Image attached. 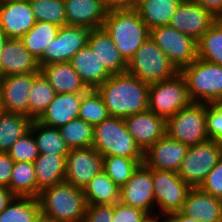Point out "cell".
I'll use <instances>...</instances> for the list:
<instances>
[{"instance_id": "cell-1", "label": "cell", "mask_w": 222, "mask_h": 222, "mask_svg": "<svg viewBox=\"0 0 222 222\" xmlns=\"http://www.w3.org/2000/svg\"><path fill=\"white\" fill-rule=\"evenodd\" d=\"M149 87L128 72L109 77L96 90L110 116L125 118L148 110Z\"/></svg>"}, {"instance_id": "cell-2", "label": "cell", "mask_w": 222, "mask_h": 222, "mask_svg": "<svg viewBox=\"0 0 222 222\" xmlns=\"http://www.w3.org/2000/svg\"><path fill=\"white\" fill-rule=\"evenodd\" d=\"M103 28L127 63L150 35L135 9L108 11Z\"/></svg>"}, {"instance_id": "cell-3", "label": "cell", "mask_w": 222, "mask_h": 222, "mask_svg": "<svg viewBox=\"0 0 222 222\" xmlns=\"http://www.w3.org/2000/svg\"><path fill=\"white\" fill-rule=\"evenodd\" d=\"M38 200L41 215L58 222H82L87 207L83 189L65 181L43 189Z\"/></svg>"}, {"instance_id": "cell-4", "label": "cell", "mask_w": 222, "mask_h": 222, "mask_svg": "<svg viewBox=\"0 0 222 222\" xmlns=\"http://www.w3.org/2000/svg\"><path fill=\"white\" fill-rule=\"evenodd\" d=\"M92 147L104 156L144 159V151L126 128L124 118L109 116L93 128Z\"/></svg>"}, {"instance_id": "cell-5", "label": "cell", "mask_w": 222, "mask_h": 222, "mask_svg": "<svg viewBox=\"0 0 222 222\" xmlns=\"http://www.w3.org/2000/svg\"><path fill=\"white\" fill-rule=\"evenodd\" d=\"M192 102L217 104L222 100V66L197 58L179 71Z\"/></svg>"}, {"instance_id": "cell-6", "label": "cell", "mask_w": 222, "mask_h": 222, "mask_svg": "<svg viewBox=\"0 0 222 222\" xmlns=\"http://www.w3.org/2000/svg\"><path fill=\"white\" fill-rule=\"evenodd\" d=\"M126 72L147 84H153L169 79L179 71L149 36L127 63Z\"/></svg>"}, {"instance_id": "cell-7", "label": "cell", "mask_w": 222, "mask_h": 222, "mask_svg": "<svg viewBox=\"0 0 222 222\" xmlns=\"http://www.w3.org/2000/svg\"><path fill=\"white\" fill-rule=\"evenodd\" d=\"M191 103L185 78L180 72L169 79L150 84L148 110L166 121Z\"/></svg>"}, {"instance_id": "cell-8", "label": "cell", "mask_w": 222, "mask_h": 222, "mask_svg": "<svg viewBox=\"0 0 222 222\" xmlns=\"http://www.w3.org/2000/svg\"><path fill=\"white\" fill-rule=\"evenodd\" d=\"M206 108L207 103L192 102L178 111L166 121V134L188 147L207 141Z\"/></svg>"}, {"instance_id": "cell-9", "label": "cell", "mask_w": 222, "mask_h": 222, "mask_svg": "<svg viewBox=\"0 0 222 222\" xmlns=\"http://www.w3.org/2000/svg\"><path fill=\"white\" fill-rule=\"evenodd\" d=\"M221 157L222 142L208 139L188 147L177 173L191 188H198Z\"/></svg>"}, {"instance_id": "cell-10", "label": "cell", "mask_w": 222, "mask_h": 222, "mask_svg": "<svg viewBox=\"0 0 222 222\" xmlns=\"http://www.w3.org/2000/svg\"><path fill=\"white\" fill-rule=\"evenodd\" d=\"M156 217L179 212L183 207L190 186L177 172L152 169Z\"/></svg>"}, {"instance_id": "cell-11", "label": "cell", "mask_w": 222, "mask_h": 222, "mask_svg": "<svg viewBox=\"0 0 222 222\" xmlns=\"http://www.w3.org/2000/svg\"><path fill=\"white\" fill-rule=\"evenodd\" d=\"M149 36L178 71L197 59V41L170 25L152 28Z\"/></svg>"}, {"instance_id": "cell-12", "label": "cell", "mask_w": 222, "mask_h": 222, "mask_svg": "<svg viewBox=\"0 0 222 222\" xmlns=\"http://www.w3.org/2000/svg\"><path fill=\"white\" fill-rule=\"evenodd\" d=\"M90 32L91 29L83 26L60 27L57 36L50 41L38 60L39 66L69 62L78 50L88 44Z\"/></svg>"}, {"instance_id": "cell-13", "label": "cell", "mask_w": 222, "mask_h": 222, "mask_svg": "<svg viewBox=\"0 0 222 222\" xmlns=\"http://www.w3.org/2000/svg\"><path fill=\"white\" fill-rule=\"evenodd\" d=\"M119 202L142 209L151 217L156 216L151 168L144 163L137 168L132 177L120 188Z\"/></svg>"}, {"instance_id": "cell-14", "label": "cell", "mask_w": 222, "mask_h": 222, "mask_svg": "<svg viewBox=\"0 0 222 222\" xmlns=\"http://www.w3.org/2000/svg\"><path fill=\"white\" fill-rule=\"evenodd\" d=\"M103 156L92 146L72 148L66 156L65 182L83 189L102 171Z\"/></svg>"}, {"instance_id": "cell-15", "label": "cell", "mask_w": 222, "mask_h": 222, "mask_svg": "<svg viewBox=\"0 0 222 222\" xmlns=\"http://www.w3.org/2000/svg\"><path fill=\"white\" fill-rule=\"evenodd\" d=\"M32 86L33 73L1 77L0 110L29 117V93Z\"/></svg>"}, {"instance_id": "cell-16", "label": "cell", "mask_w": 222, "mask_h": 222, "mask_svg": "<svg viewBox=\"0 0 222 222\" xmlns=\"http://www.w3.org/2000/svg\"><path fill=\"white\" fill-rule=\"evenodd\" d=\"M217 20L194 0H183L172 15L170 26L198 41Z\"/></svg>"}, {"instance_id": "cell-17", "label": "cell", "mask_w": 222, "mask_h": 222, "mask_svg": "<svg viewBox=\"0 0 222 222\" xmlns=\"http://www.w3.org/2000/svg\"><path fill=\"white\" fill-rule=\"evenodd\" d=\"M188 146L170 138L167 134L144 152V164L154 170L177 172Z\"/></svg>"}, {"instance_id": "cell-18", "label": "cell", "mask_w": 222, "mask_h": 222, "mask_svg": "<svg viewBox=\"0 0 222 222\" xmlns=\"http://www.w3.org/2000/svg\"><path fill=\"white\" fill-rule=\"evenodd\" d=\"M127 130L145 152L166 135V120L146 110L124 118Z\"/></svg>"}, {"instance_id": "cell-19", "label": "cell", "mask_w": 222, "mask_h": 222, "mask_svg": "<svg viewBox=\"0 0 222 222\" xmlns=\"http://www.w3.org/2000/svg\"><path fill=\"white\" fill-rule=\"evenodd\" d=\"M38 72V60L25 48L22 40L10 38L0 53V78Z\"/></svg>"}, {"instance_id": "cell-20", "label": "cell", "mask_w": 222, "mask_h": 222, "mask_svg": "<svg viewBox=\"0 0 222 222\" xmlns=\"http://www.w3.org/2000/svg\"><path fill=\"white\" fill-rule=\"evenodd\" d=\"M35 23L29 0L0 3V28L9 38L21 39Z\"/></svg>"}, {"instance_id": "cell-21", "label": "cell", "mask_w": 222, "mask_h": 222, "mask_svg": "<svg viewBox=\"0 0 222 222\" xmlns=\"http://www.w3.org/2000/svg\"><path fill=\"white\" fill-rule=\"evenodd\" d=\"M181 212L200 222H222V200L198 188H190Z\"/></svg>"}, {"instance_id": "cell-22", "label": "cell", "mask_w": 222, "mask_h": 222, "mask_svg": "<svg viewBox=\"0 0 222 222\" xmlns=\"http://www.w3.org/2000/svg\"><path fill=\"white\" fill-rule=\"evenodd\" d=\"M67 25L102 28L107 16L102 0H65Z\"/></svg>"}, {"instance_id": "cell-23", "label": "cell", "mask_w": 222, "mask_h": 222, "mask_svg": "<svg viewBox=\"0 0 222 222\" xmlns=\"http://www.w3.org/2000/svg\"><path fill=\"white\" fill-rule=\"evenodd\" d=\"M88 45L111 75L127 71V62L103 27L91 30Z\"/></svg>"}, {"instance_id": "cell-24", "label": "cell", "mask_w": 222, "mask_h": 222, "mask_svg": "<svg viewBox=\"0 0 222 222\" xmlns=\"http://www.w3.org/2000/svg\"><path fill=\"white\" fill-rule=\"evenodd\" d=\"M69 62L88 89H97L112 76L88 44L78 50Z\"/></svg>"}, {"instance_id": "cell-25", "label": "cell", "mask_w": 222, "mask_h": 222, "mask_svg": "<svg viewBox=\"0 0 222 222\" xmlns=\"http://www.w3.org/2000/svg\"><path fill=\"white\" fill-rule=\"evenodd\" d=\"M85 93H56L53 101L38 119L44 125L59 128L77 119L82 96Z\"/></svg>"}, {"instance_id": "cell-26", "label": "cell", "mask_w": 222, "mask_h": 222, "mask_svg": "<svg viewBox=\"0 0 222 222\" xmlns=\"http://www.w3.org/2000/svg\"><path fill=\"white\" fill-rule=\"evenodd\" d=\"M40 72L58 94L86 93L89 90L70 62L46 64L40 67Z\"/></svg>"}, {"instance_id": "cell-27", "label": "cell", "mask_w": 222, "mask_h": 222, "mask_svg": "<svg viewBox=\"0 0 222 222\" xmlns=\"http://www.w3.org/2000/svg\"><path fill=\"white\" fill-rule=\"evenodd\" d=\"M66 156L53 153L39 154L33 162L37 181V198L43 189L65 181Z\"/></svg>"}, {"instance_id": "cell-28", "label": "cell", "mask_w": 222, "mask_h": 222, "mask_svg": "<svg viewBox=\"0 0 222 222\" xmlns=\"http://www.w3.org/2000/svg\"><path fill=\"white\" fill-rule=\"evenodd\" d=\"M183 0H139L135 10L149 30L169 25Z\"/></svg>"}, {"instance_id": "cell-29", "label": "cell", "mask_w": 222, "mask_h": 222, "mask_svg": "<svg viewBox=\"0 0 222 222\" xmlns=\"http://www.w3.org/2000/svg\"><path fill=\"white\" fill-rule=\"evenodd\" d=\"M87 205H114L120 200V188L102 170L83 188Z\"/></svg>"}, {"instance_id": "cell-30", "label": "cell", "mask_w": 222, "mask_h": 222, "mask_svg": "<svg viewBox=\"0 0 222 222\" xmlns=\"http://www.w3.org/2000/svg\"><path fill=\"white\" fill-rule=\"evenodd\" d=\"M32 119L27 115L0 110V152L11 146L30 131Z\"/></svg>"}, {"instance_id": "cell-31", "label": "cell", "mask_w": 222, "mask_h": 222, "mask_svg": "<svg viewBox=\"0 0 222 222\" xmlns=\"http://www.w3.org/2000/svg\"><path fill=\"white\" fill-rule=\"evenodd\" d=\"M30 131L33 133L39 154L67 155L70 151L59 129L33 120Z\"/></svg>"}, {"instance_id": "cell-32", "label": "cell", "mask_w": 222, "mask_h": 222, "mask_svg": "<svg viewBox=\"0 0 222 222\" xmlns=\"http://www.w3.org/2000/svg\"><path fill=\"white\" fill-rule=\"evenodd\" d=\"M40 216L38 198L15 196L0 213V222H36Z\"/></svg>"}, {"instance_id": "cell-33", "label": "cell", "mask_w": 222, "mask_h": 222, "mask_svg": "<svg viewBox=\"0 0 222 222\" xmlns=\"http://www.w3.org/2000/svg\"><path fill=\"white\" fill-rule=\"evenodd\" d=\"M60 27L46 21H38L35 25L21 38L25 48L39 60L47 45L58 34Z\"/></svg>"}, {"instance_id": "cell-34", "label": "cell", "mask_w": 222, "mask_h": 222, "mask_svg": "<svg viewBox=\"0 0 222 222\" xmlns=\"http://www.w3.org/2000/svg\"><path fill=\"white\" fill-rule=\"evenodd\" d=\"M10 190L15 196L37 198V181L34 163L14 162Z\"/></svg>"}, {"instance_id": "cell-35", "label": "cell", "mask_w": 222, "mask_h": 222, "mask_svg": "<svg viewBox=\"0 0 222 222\" xmlns=\"http://www.w3.org/2000/svg\"><path fill=\"white\" fill-rule=\"evenodd\" d=\"M197 58L222 66V19H217L197 41Z\"/></svg>"}, {"instance_id": "cell-36", "label": "cell", "mask_w": 222, "mask_h": 222, "mask_svg": "<svg viewBox=\"0 0 222 222\" xmlns=\"http://www.w3.org/2000/svg\"><path fill=\"white\" fill-rule=\"evenodd\" d=\"M56 95L55 90L41 72L33 73V86L29 93V118L38 120Z\"/></svg>"}, {"instance_id": "cell-37", "label": "cell", "mask_w": 222, "mask_h": 222, "mask_svg": "<svg viewBox=\"0 0 222 222\" xmlns=\"http://www.w3.org/2000/svg\"><path fill=\"white\" fill-rule=\"evenodd\" d=\"M144 159H132L123 156H104L103 171L121 188L143 164Z\"/></svg>"}, {"instance_id": "cell-38", "label": "cell", "mask_w": 222, "mask_h": 222, "mask_svg": "<svg viewBox=\"0 0 222 222\" xmlns=\"http://www.w3.org/2000/svg\"><path fill=\"white\" fill-rule=\"evenodd\" d=\"M93 126L82 119H74L66 125L60 126L59 132L68 147L86 148L93 143Z\"/></svg>"}, {"instance_id": "cell-39", "label": "cell", "mask_w": 222, "mask_h": 222, "mask_svg": "<svg viewBox=\"0 0 222 222\" xmlns=\"http://www.w3.org/2000/svg\"><path fill=\"white\" fill-rule=\"evenodd\" d=\"M109 116L102 96L96 89H89L82 96L78 118L86 121L94 127Z\"/></svg>"}, {"instance_id": "cell-40", "label": "cell", "mask_w": 222, "mask_h": 222, "mask_svg": "<svg viewBox=\"0 0 222 222\" xmlns=\"http://www.w3.org/2000/svg\"><path fill=\"white\" fill-rule=\"evenodd\" d=\"M36 22L46 21L59 27L67 25L63 0H29Z\"/></svg>"}, {"instance_id": "cell-41", "label": "cell", "mask_w": 222, "mask_h": 222, "mask_svg": "<svg viewBox=\"0 0 222 222\" xmlns=\"http://www.w3.org/2000/svg\"><path fill=\"white\" fill-rule=\"evenodd\" d=\"M14 162L26 161L33 163L39 156L34 135L31 131L19 138L7 152Z\"/></svg>"}, {"instance_id": "cell-42", "label": "cell", "mask_w": 222, "mask_h": 222, "mask_svg": "<svg viewBox=\"0 0 222 222\" xmlns=\"http://www.w3.org/2000/svg\"><path fill=\"white\" fill-rule=\"evenodd\" d=\"M206 127L209 139L222 142V106L207 103Z\"/></svg>"}, {"instance_id": "cell-43", "label": "cell", "mask_w": 222, "mask_h": 222, "mask_svg": "<svg viewBox=\"0 0 222 222\" xmlns=\"http://www.w3.org/2000/svg\"><path fill=\"white\" fill-rule=\"evenodd\" d=\"M151 216L142 209L117 202L113 205L112 222H147Z\"/></svg>"}, {"instance_id": "cell-44", "label": "cell", "mask_w": 222, "mask_h": 222, "mask_svg": "<svg viewBox=\"0 0 222 222\" xmlns=\"http://www.w3.org/2000/svg\"><path fill=\"white\" fill-rule=\"evenodd\" d=\"M202 191L222 200V157L199 187Z\"/></svg>"}, {"instance_id": "cell-45", "label": "cell", "mask_w": 222, "mask_h": 222, "mask_svg": "<svg viewBox=\"0 0 222 222\" xmlns=\"http://www.w3.org/2000/svg\"><path fill=\"white\" fill-rule=\"evenodd\" d=\"M113 205H87L82 222H112Z\"/></svg>"}, {"instance_id": "cell-46", "label": "cell", "mask_w": 222, "mask_h": 222, "mask_svg": "<svg viewBox=\"0 0 222 222\" xmlns=\"http://www.w3.org/2000/svg\"><path fill=\"white\" fill-rule=\"evenodd\" d=\"M14 160L6 152H0V186L10 189V178Z\"/></svg>"}, {"instance_id": "cell-47", "label": "cell", "mask_w": 222, "mask_h": 222, "mask_svg": "<svg viewBox=\"0 0 222 222\" xmlns=\"http://www.w3.org/2000/svg\"><path fill=\"white\" fill-rule=\"evenodd\" d=\"M139 0H102L107 11L132 10L137 7Z\"/></svg>"}, {"instance_id": "cell-48", "label": "cell", "mask_w": 222, "mask_h": 222, "mask_svg": "<svg viewBox=\"0 0 222 222\" xmlns=\"http://www.w3.org/2000/svg\"><path fill=\"white\" fill-rule=\"evenodd\" d=\"M209 11L215 18L222 19V0H194Z\"/></svg>"}, {"instance_id": "cell-49", "label": "cell", "mask_w": 222, "mask_h": 222, "mask_svg": "<svg viewBox=\"0 0 222 222\" xmlns=\"http://www.w3.org/2000/svg\"><path fill=\"white\" fill-rule=\"evenodd\" d=\"M14 197L15 195L9 188L0 186V213L7 208Z\"/></svg>"}, {"instance_id": "cell-50", "label": "cell", "mask_w": 222, "mask_h": 222, "mask_svg": "<svg viewBox=\"0 0 222 222\" xmlns=\"http://www.w3.org/2000/svg\"><path fill=\"white\" fill-rule=\"evenodd\" d=\"M163 219L164 222H200L194 218L184 215L181 211L168 214Z\"/></svg>"}, {"instance_id": "cell-51", "label": "cell", "mask_w": 222, "mask_h": 222, "mask_svg": "<svg viewBox=\"0 0 222 222\" xmlns=\"http://www.w3.org/2000/svg\"><path fill=\"white\" fill-rule=\"evenodd\" d=\"M9 39L10 38L0 28V53H1L4 45L8 42Z\"/></svg>"}, {"instance_id": "cell-52", "label": "cell", "mask_w": 222, "mask_h": 222, "mask_svg": "<svg viewBox=\"0 0 222 222\" xmlns=\"http://www.w3.org/2000/svg\"><path fill=\"white\" fill-rule=\"evenodd\" d=\"M36 222H58V221L49 219L41 215Z\"/></svg>"}, {"instance_id": "cell-53", "label": "cell", "mask_w": 222, "mask_h": 222, "mask_svg": "<svg viewBox=\"0 0 222 222\" xmlns=\"http://www.w3.org/2000/svg\"><path fill=\"white\" fill-rule=\"evenodd\" d=\"M147 222H164L163 218L151 217Z\"/></svg>"}, {"instance_id": "cell-54", "label": "cell", "mask_w": 222, "mask_h": 222, "mask_svg": "<svg viewBox=\"0 0 222 222\" xmlns=\"http://www.w3.org/2000/svg\"><path fill=\"white\" fill-rule=\"evenodd\" d=\"M10 1H22V0H0V3H3V2H10Z\"/></svg>"}]
</instances>
